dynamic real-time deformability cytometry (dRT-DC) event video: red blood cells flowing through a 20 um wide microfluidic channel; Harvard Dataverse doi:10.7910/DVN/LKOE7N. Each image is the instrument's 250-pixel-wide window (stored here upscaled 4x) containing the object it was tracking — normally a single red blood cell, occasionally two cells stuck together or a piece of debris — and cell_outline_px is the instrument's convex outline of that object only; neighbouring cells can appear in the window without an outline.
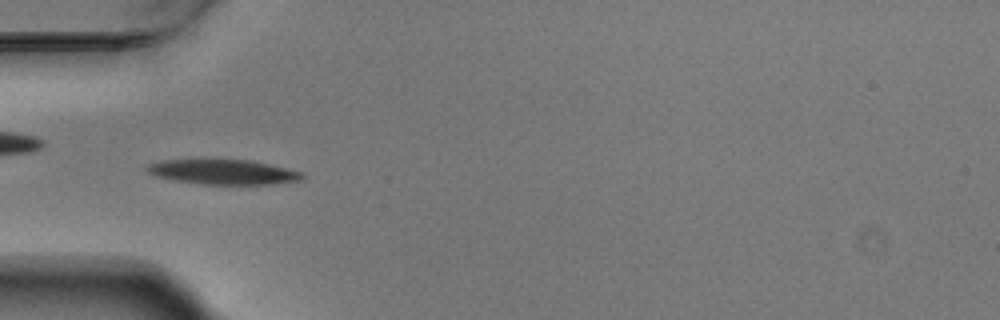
{"species": "Egyptian fruit bat (a non-hibernating species)", "species_latin": "Rousettus aegyptiacus", "temperature_condition": "warm", "stored_images_in_passage": 52, "camera_frame_rate_fps": 3000, "um_per_image_px": 0.085, "animal": {"sex": "male"}, "frame": {"image": 1, "passage_image": 17, "time_ms": 5.333, "image_size_px": [1000, 320], "cell_outline_px": [[304, 176], [300, 180], [272, 184], [200, 184], [176, 180], [156, 176], [148, 172], [144, 168], [148, 164], [160, 160], [248, 160], [268, 164], [304, 172]], "centroid_in_image_um": [18.96, 14.62], "position_along_channel_um": 66.0, "area_um2": 22.25}}
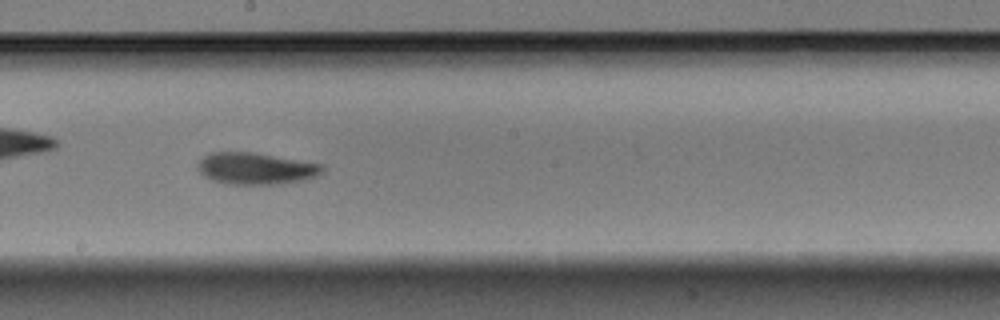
{"frame": {"image": 2, "passage_image": 30, "time_ms": 9.667, "image_size_px": [1000, 320], "cell_outline_px": [[324, 172], [316, 176], [304, 180], [280, 184], [224, 184], [212, 180], [204, 176], [196, 168], [196, 164], [204, 156], [212, 152], [252, 152], [324, 164]], "centroid_in_image_um": [21.75, 14.33], "position_along_channel_um": 226.5, "area_um2": 23.24}}
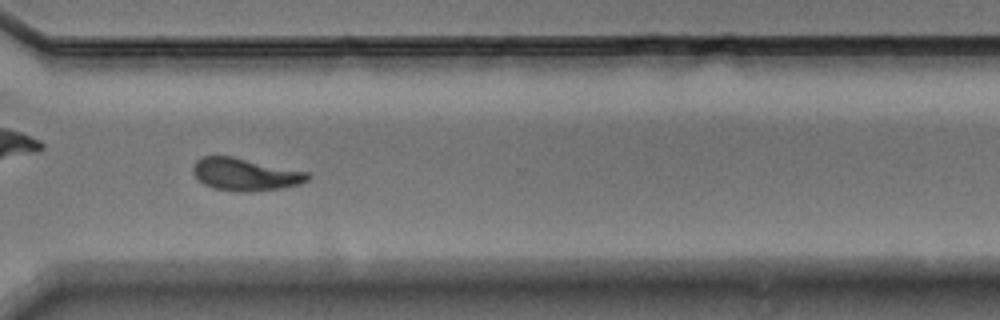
{"frame": {"image": 3, "passage_image": 40, "time_ms": 13.0, "image_size_px": [1000, 320], "cell_outline_px": [[312, 176], [308, 180], [300, 184], [284, 188], [252, 192], [240, 192], [212, 188], [204, 184], [192, 172], [192, 164], [200, 156], [232, 156], [308, 172]], "centroid_in_image_um": [20.84, 14.83], "position_along_channel_um": 349.8, "area_um2": 21.96}}